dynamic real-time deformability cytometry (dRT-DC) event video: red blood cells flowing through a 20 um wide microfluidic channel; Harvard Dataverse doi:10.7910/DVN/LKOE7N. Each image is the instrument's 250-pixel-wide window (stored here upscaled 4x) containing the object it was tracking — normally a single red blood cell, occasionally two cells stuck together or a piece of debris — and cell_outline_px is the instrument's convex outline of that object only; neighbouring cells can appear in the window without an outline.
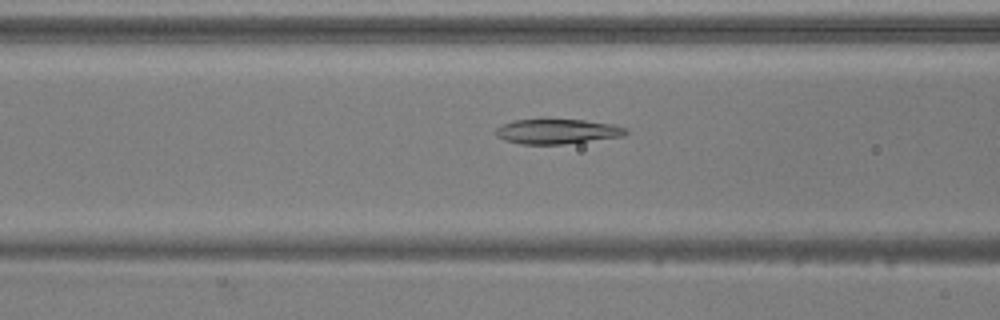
{"species": "common noctule bat (a hibernating species)", "species_latin": "Nyctalus noctula", "temperature_condition": "warm", "stored_images_in_passage": 52, "camera_frame_rate_fps": 3000, "um_per_image_px": 0.085, "animal": {"sex": "male", "body_mass_g": 20.5, "forearm_length_mm": 52.5}, "frame": {"image": 1, "passage_image": 21, "time_ms": 6.667, "image_size_px": [1000, 320], "cell_outline_px": [[628, 132], [624, 136], [564, 144], [520, 144], [504, 140], [496, 136], [496, 128], [512, 120], [540, 116], [544, 116], [584, 120], [612, 124], [628, 128]], "centroid_in_image_um": [47.32, 11.12], "position_along_channel_um": 119.3, "area_um2": 19.83}}
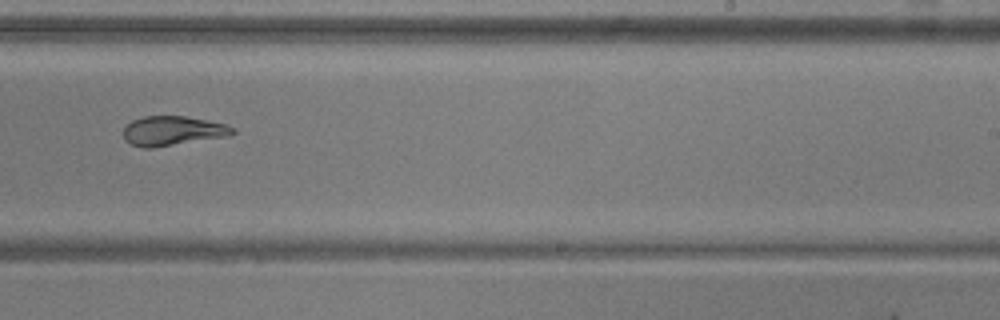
{"frame": {"image": 2, "passage_image": 33, "time_ms": 10.667, "image_size_px": [1000, 320], "cell_outline_px": [[236, 132], [228, 136], [152, 148], [144, 148], [132, 144], [124, 140], [124, 128], [132, 120], [144, 116], [184, 116], [224, 124], [236, 128]], "centroid_in_image_um": [14.67, 11.12], "position_along_channel_um": 274.3, "area_um2": 18.61}}
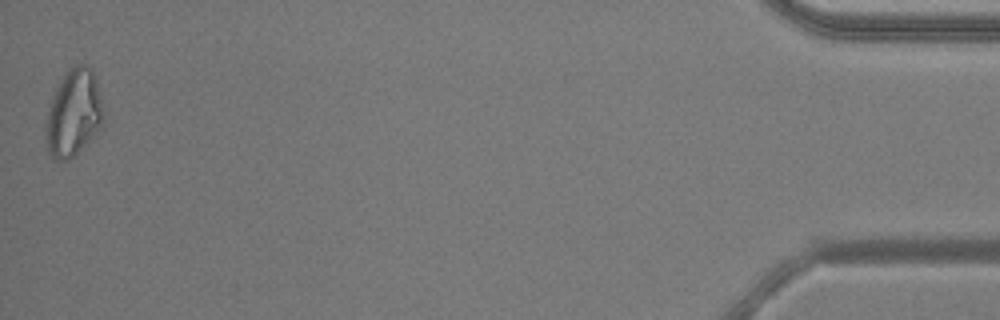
{"frame": {"image": 3, "passage_image": 52, "time_ms": 17.0, "image_size_px": [1000, 320], "cell_outline_px": [[104, 124], [96, 136], [68, 160], [56, 160], [48, 152], [44, 132], [44, 124], [52, 96], [60, 80], [76, 64], [88, 64], [92, 68], [100, 96], [104, 116]], "centroid_in_image_um": [6.26, 9.64], "position_along_channel_um": 428.9, "area_um2": 29.42}, "authors_computed_cell_mechanics": {"area_um2": 21.1548, "velocity_mm_per_s": 3.8774, "shape_relaxation_time_tau1_ms": 5.725, "shape_relaxation_time_tau2_ms": 2.6525, "deformation_change_tau1": 0.1941, "deformation_change_tau2": 0.076}}